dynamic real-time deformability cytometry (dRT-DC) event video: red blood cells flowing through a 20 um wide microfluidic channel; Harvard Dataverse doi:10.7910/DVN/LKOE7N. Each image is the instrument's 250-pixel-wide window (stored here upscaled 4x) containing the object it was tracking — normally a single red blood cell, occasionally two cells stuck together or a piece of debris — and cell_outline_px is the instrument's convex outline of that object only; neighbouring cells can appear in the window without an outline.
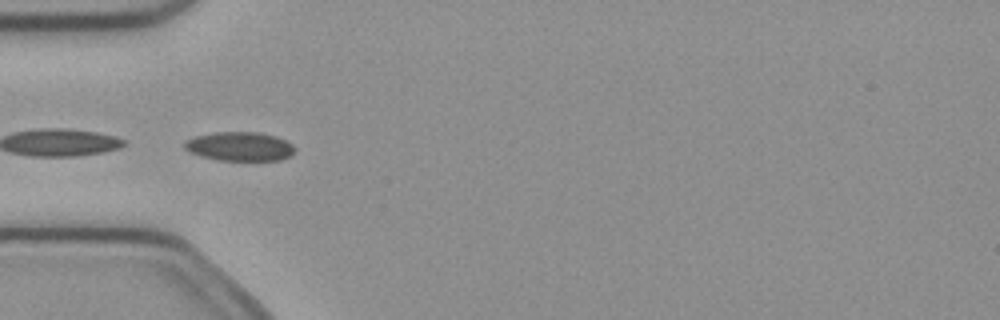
{"species": "common noctule bat (a hibernating species)", "species_latin": "Nyctalus noctula", "temperature_condition": "cold", "stored_images_in_passage": 6, "camera_frame_rate_fps": 3000, "um_per_image_px": 0.085, "animal": {"sex": "female", "body_mass_g": 21.9}, "frame": {"image": 1, "passage_image": 6, "time_ms": 1.667, "image_size_px": [1000, 320], "cell_outline_px": [[296, 148], [292, 156], [280, 160], [216, 160], [200, 156], [188, 152], [184, 148], [184, 140], [196, 136], [216, 132], [260, 132], [276, 136], [288, 140]], "centroid_in_image_um": [20.39, 12.44], "position_along_channel_um": 64.6, "area_um2": 18.96}}